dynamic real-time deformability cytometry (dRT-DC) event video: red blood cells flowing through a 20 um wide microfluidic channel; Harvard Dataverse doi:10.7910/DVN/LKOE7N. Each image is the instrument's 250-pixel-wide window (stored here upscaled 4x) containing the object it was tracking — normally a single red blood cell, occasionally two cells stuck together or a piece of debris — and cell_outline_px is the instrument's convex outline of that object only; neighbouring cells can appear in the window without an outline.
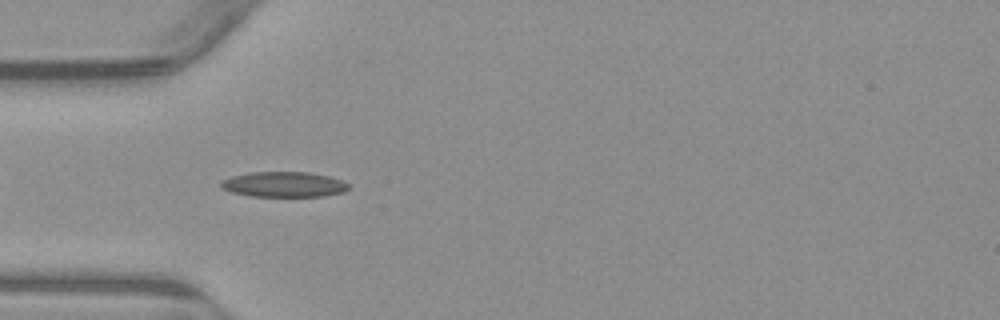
{"species": "common noctule bat (a hibernating species)", "species_latin": "Nyctalus noctula", "temperature_condition": "warm", "stored_images_in_passage": 21, "camera_frame_rate_fps": 3000, "um_per_image_px": 0.085, "animal": {"sex": "male", "body_mass_g": 23.1, "forearm_length_mm": 52.7}, "frame": {"image": 1, "passage_image": 2, "time_ms": 0.333, "image_size_px": [1000, 320], "cell_outline_px": [[348, 188], [344, 192], [324, 196], [252, 196], [232, 192], [220, 188], [220, 180], [232, 176], [252, 172], [308, 172], [328, 176], [340, 180], [348, 184]], "centroid_in_image_um": [24.09, 15.67], "position_along_channel_um": 60.9, "area_um2": 18.73}}
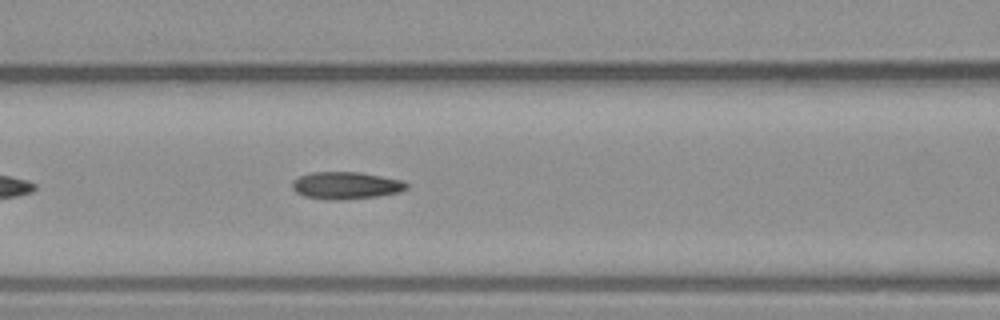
{"frame": {"image": 2, "passage_image": 8, "time_ms": 2.333, "image_size_px": [1000, 320], "cell_outline_px": [[408, 188], [400, 192], [376, 196], [340, 200], [328, 200], [304, 196], [296, 192], [292, 188], [292, 180], [300, 176], [312, 172], [360, 172], [404, 180], [408, 184]], "centroid_in_image_um": [29.41, 15.76], "position_along_channel_um": 137.2, "area_um2": 18.26}}
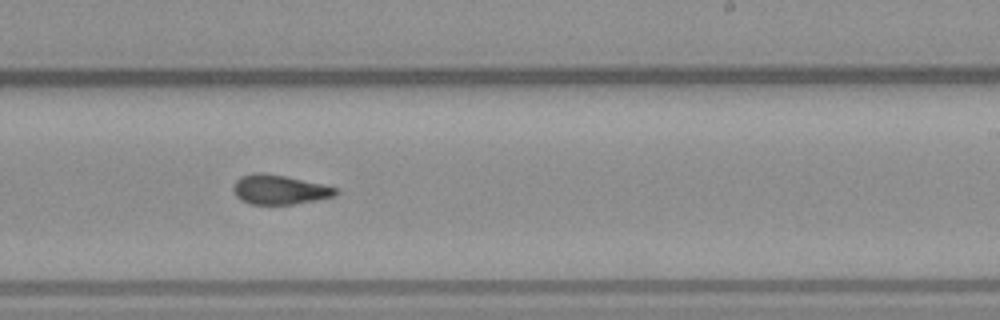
{"frame": {"image": 3, "passage_image": 18, "time_ms": 5.667, "image_size_px": [1000, 320], "cell_outline_px": [[340, 192], [336, 196], [292, 204], [248, 204], [240, 200], [236, 196], [232, 188], [232, 184], [240, 176], [260, 172], [284, 176], [324, 184], [336, 188]], "centroid_in_image_um": [23.73, 16.12], "position_along_channel_um": 265.3, "area_um2": 17.63}}